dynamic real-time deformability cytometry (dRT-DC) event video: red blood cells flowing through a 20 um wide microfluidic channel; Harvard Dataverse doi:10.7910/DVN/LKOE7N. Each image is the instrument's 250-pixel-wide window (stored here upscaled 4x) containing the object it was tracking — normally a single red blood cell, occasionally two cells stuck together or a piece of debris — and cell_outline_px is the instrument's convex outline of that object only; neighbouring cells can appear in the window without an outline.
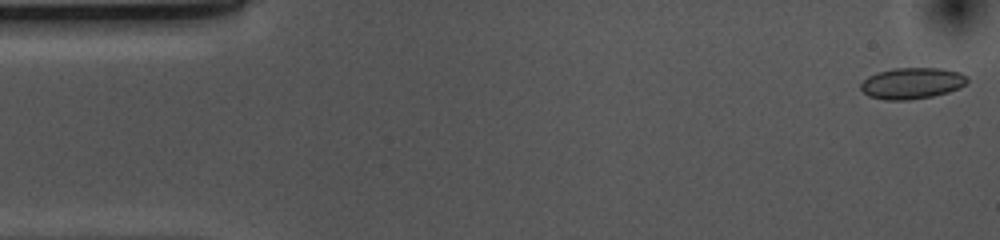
{"species": "common noctule bat (a hibernating species)", "species_latin": "Nyctalus noctula", "temperature_condition": "cold", "stored_images_in_passage": 52, "camera_frame_rate_fps": 3000, "um_per_image_px": 0.085, "animal": {"sex": "female", "body_mass_g": 10.0, "forearm_length_mm": 53.1}, "frame": {"image": 1, "passage_image": 1, "time_ms": 0.0, "image_size_px": [1000, 240], "cell_outline_px": [[968, 80], [960, 88], [948, 92], [932, 96], [908, 100], [884, 100], [868, 96], [860, 88], [860, 84], [868, 76], [876, 72], [892, 68], [940, 68], [960, 72], [968, 76]], "centroid_in_image_um": [77.51, 7.07], "position_along_channel_um": 7.5, "area_um2": 19.54}}
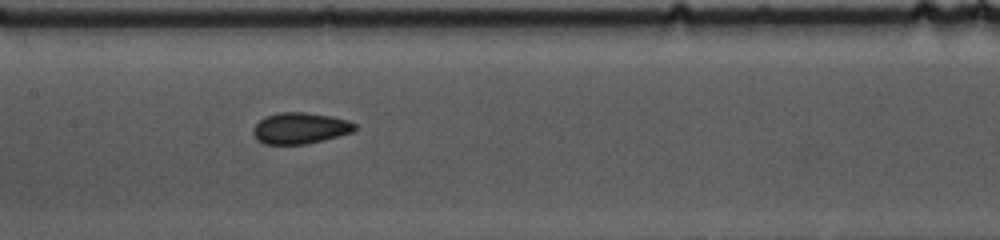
{"frame": {"image": 2, "passage_image": 24, "time_ms": 7.667, "image_size_px": [1000, 240], "cell_outline_px": [[356, 128], [352, 132], [324, 140], [304, 144], [264, 144], [256, 140], [252, 132], [252, 128], [264, 116], [280, 112], [304, 112], [328, 116], [348, 120], [356, 124]], "centroid_in_image_um": [25.47, 10.9], "position_along_channel_um": 181.9, "area_um2": 18.5}}
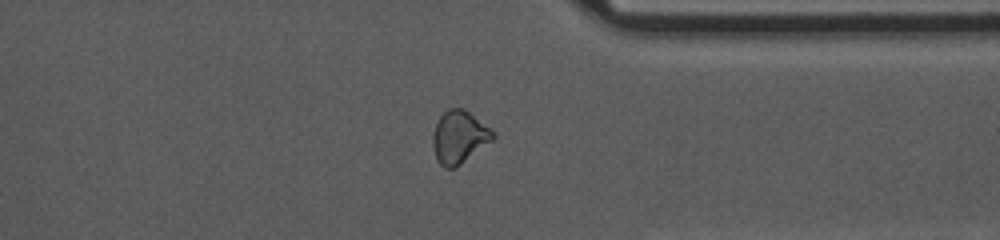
{"frame": {"image": 3, "passage_image": 40, "time_ms": 13.0, "image_size_px": [1000, 240], "cell_outline_px": [[496, 136], [492, 140], [456, 168], [444, 168], [436, 160], [432, 144], [432, 132], [440, 116], [448, 108], [464, 108], [496, 132]], "centroid_in_image_um": [39.02, 11.65], "position_along_channel_um": 372.4, "area_um2": 18.61}, "authors_computed_cell_mechanics": {"area_um2": 18.496, "velocity_mm_per_s": 3.6938, "shape_relaxation_time_tau1_ms": 6.8171, "shape_relaxation_time_tau2_ms": 2.4768, "deformation_change_tau1": 0.0981, "deformation_change_tau2": 0.0631}}